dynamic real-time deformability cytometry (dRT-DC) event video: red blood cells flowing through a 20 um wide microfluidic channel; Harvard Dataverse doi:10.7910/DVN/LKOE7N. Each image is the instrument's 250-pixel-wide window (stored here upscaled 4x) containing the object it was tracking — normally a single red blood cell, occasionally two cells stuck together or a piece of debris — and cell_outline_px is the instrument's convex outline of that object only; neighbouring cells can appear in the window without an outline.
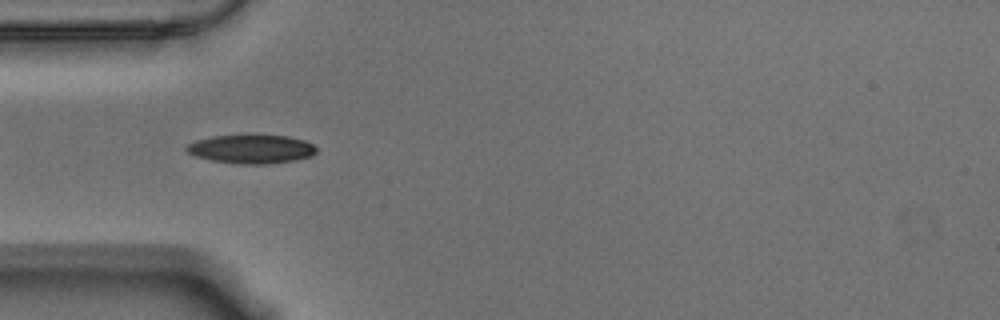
{"species": "Egyptian fruit bat (a non-hibernating species)", "species_latin": "Rousettus aegyptiacus", "temperature_condition": "warm", "stored_images_in_passage": 56, "camera_frame_rate_fps": 3000, "um_per_image_px": 0.085, "animal": {"sex": "male"}, "frame": {"image": 1, "passage_image": 16, "time_ms": 5.0, "image_size_px": [1000, 320], "cell_outline_px": [[316, 152], [312, 156], [296, 160], [268, 164], [236, 164], [212, 160], [196, 156], [188, 152], [184, 148], [188, 144], [196, 140], [212, 136], [288, 136], [304, 140], [312, 144], [316, 148]], "centroid_in_image_um": [21.37, 12.68], "position_along_channel_um": 63.6, "area_um2": 21.56}}
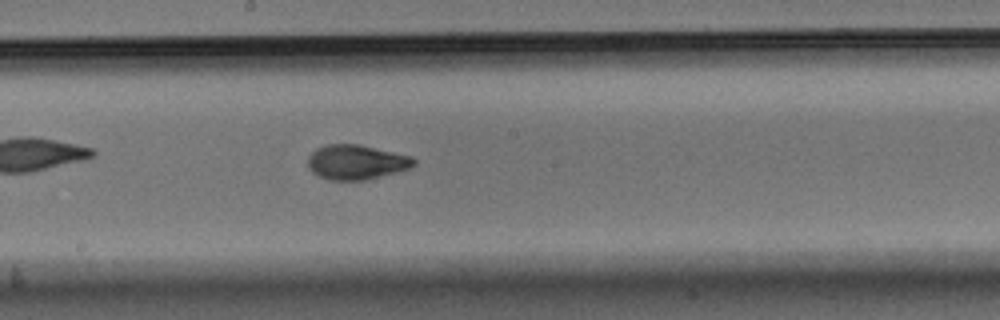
{"frame": {"image": 2, "passage_image": 29, "time_ms": 9.333, "image_size_px": [1000, 320], "cell_outline_px": [[416, 164], [408, 168], [396, 172], [368, 180], [328, 180], [312, 172], [308, 168], [308, 156], [316, 148], [328, 144], [356, 144], [412, 156], [416, 160]], "centroid_in_image_um": [30.27, 13.79], "position_along_channel_um": 217.9, "area_um2": 21.39}}
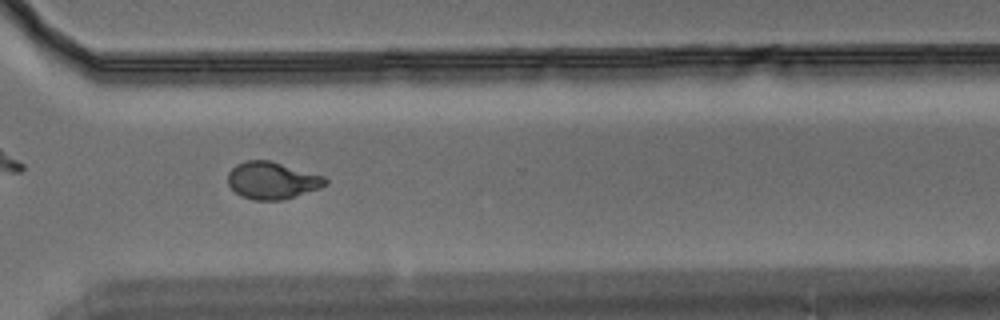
{"frame": {"image": 3, "passage_image": 40, "time_ms": 13.0, "image_size_px": [1000, 320], "cell_outline_px": [[328, 184], [320, 188], [296, 196], [280, 200], [252, 200], [240, 196], [228, 184], [228, 172], [236, 164], [248, 160], [268, 160], [324, 176], [328, 180]], "centroid_in_image_um": [23.13, 15.35], "position_along_channel_um": 347.5, "area_um2": 21.04}, "authors_computed_cell_mechanics": {"area_um2": 20.9525, "velocity_mm_per_s": 3.547, "shape_relaxation_time_tau1_ms": 3.9338, "shape_relaxation_time_tau2_ms": 1.0226, "deformation_change_tau1": 0.1675, "deformation_change_tau2": 0.0541}}